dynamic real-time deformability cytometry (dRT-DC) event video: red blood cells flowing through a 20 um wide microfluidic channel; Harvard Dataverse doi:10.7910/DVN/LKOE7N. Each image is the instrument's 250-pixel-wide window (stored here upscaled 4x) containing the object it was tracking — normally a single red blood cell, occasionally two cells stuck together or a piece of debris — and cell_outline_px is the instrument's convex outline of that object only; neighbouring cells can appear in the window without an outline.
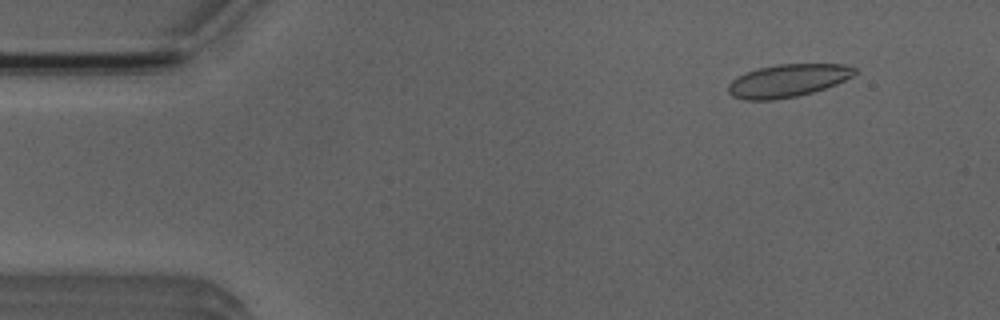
{"species": "Egyptian fruit bat (a non-hibernating species)", "species_latin": "Rousettus aegyptiacus", "temperature_condition": "room temperature", "stored_images_in_passage": 10, "camera_frame_rate_fps": 3000, "um_per_image_px": 0.085, "animal": {"sex": "male"}, "frame": {"image": 1, "passage_image": 5, "time_ms": 1.333, "image_size_px": [1000, 320], "cell_outline_px": [[860, 72], [836, 84], [812, 92], [796, 96], [772, 100], [744, 100], [732, 96], [728, 92], [728, 84], [732, 80], [748, 72], [760, 68], [776, 64], [844, 64], [856, 68]], "centroid_in_image_um": [66.98, 6.85], "position_along_channel_um": 18.0, "area_um2": 24.04}}